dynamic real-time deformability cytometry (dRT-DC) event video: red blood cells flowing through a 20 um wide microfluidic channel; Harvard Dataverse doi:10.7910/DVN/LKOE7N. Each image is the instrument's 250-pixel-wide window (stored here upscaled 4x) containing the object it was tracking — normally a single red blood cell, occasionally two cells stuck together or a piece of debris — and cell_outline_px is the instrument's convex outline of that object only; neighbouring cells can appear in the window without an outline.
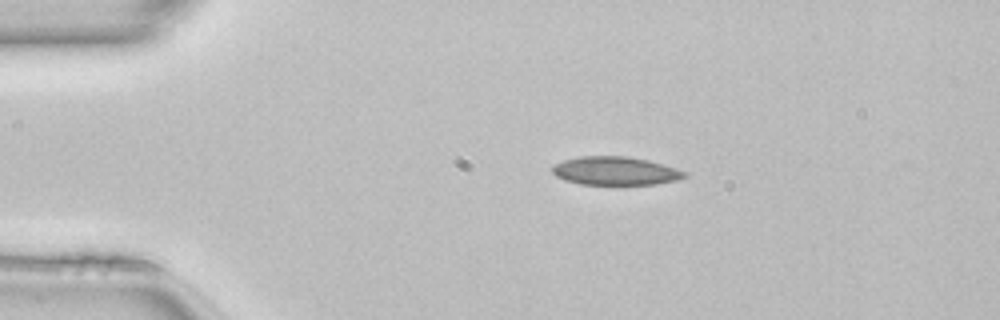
{"species": "common noctule bat (a hibernating species)", "species_latin": "Nyctalus noctula", "temperature_condition": "room temperature", "stored_images_in_passage": 40, "camera_frame_rate_fps": 3000, "um_per_image_px": 0.085, "animal": {"sex": "female", "body_mass_g": 22.7, "forearm_length_mm": 54.2}, "frame": {"image": 1, "passage_image": 1, "time_ms": 0.0, "image_size_px": [1000, 320], "cell_outline_px": [[688, 176], [680, 180], [656, 184], [580, 184], [564, 180], [556, 176], [552, 172], [552, 168], [556, 164], [564, 160], [580, 156], [628, 156], [648, 160], [664, 164], [688, 172]], "centroid_in_image_um": [52.36, 14.52], "position_along_channel_um": 32.6, "area_um2": 22.02}}
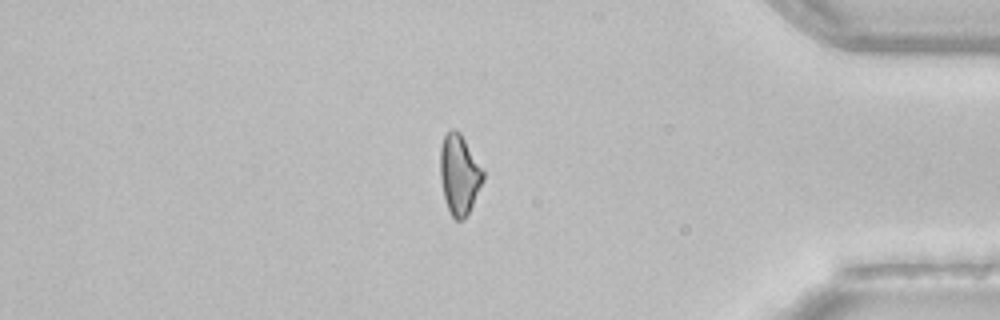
{"frame": {"image": 2, "passage_image": 33, "time_ms": 10.667, "image_size_px": [1000, 320], "cell_outline_px": [[484, 180], [464, 220], [456, 220], [452, 216], [448, 208], [444, 196], [440, 180], [440, 148], [444, 136], [452, 128], [456, 128], [460, 132], [484, 172]], "centroid_in_image_um": [39.02, 14.81], "position_along_channel_um": 396.2, "area_um2": 19.77}}
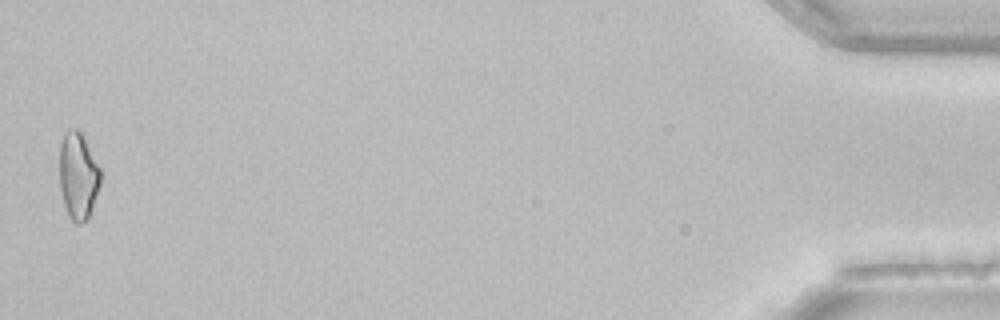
{"frame": {"image": 3, "passage_image": 40, "time_ms": 13.0, "image_size_px": [1000, 320], "cell_outline_px": [[100, 184], [88, 220], [80, 224], [76, 224], [68, 216], [64, 204], [60, 188], [60, 144], [64, 136], [72, 128], [76, 128], [84, 136], [100, 168]], "centroid_in_image_um": [6.65, 14.98], "position_along_channel_um": 428.6, "area_um2": 20.69}, "authors_computed_cell_mechanics": {"area_um2": 21.386, "velocity_mm_per_s": 4.1461, "shape_relaxation_time_tau1_ms": null, "shape_relaxation_time_tau2_ms": 4.3914, "deformation_change_tau1": null, "deformation_change_tau2": 0.1201}}